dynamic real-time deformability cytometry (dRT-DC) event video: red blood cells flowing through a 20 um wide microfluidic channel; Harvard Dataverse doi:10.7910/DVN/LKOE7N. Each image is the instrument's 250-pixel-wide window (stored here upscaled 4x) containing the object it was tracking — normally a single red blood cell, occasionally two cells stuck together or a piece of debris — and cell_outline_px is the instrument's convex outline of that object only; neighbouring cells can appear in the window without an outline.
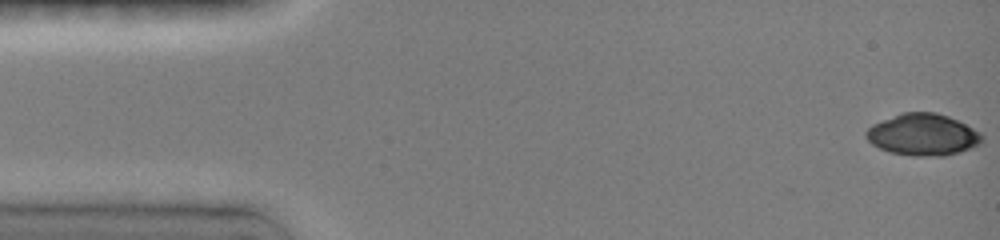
{"species": "common noctule bat (a hibernating species)", "species_latin": "Nyctalus noctula", "temperature_condition": "room temperature", "stored_images_in_passage": 11, "camera_frame_rate_fps": 3000, "um_per_image_px": 0.085, "animal": {"sex": "female", "body_mass_g": 19.0, "forearm_length_mm": 51.5}, "frame": {"image": 1, "passage_image": 1, "time_ms": 0.0, "image_size_px": [1000, 240], "cell_outline_px": [[984, 140], [980, 144], [944, 156], [912, 156], [888, 152], [872, 144], [864, 136], [864, 132], [872, 124], [900, 112], [936, 112], [948, 116], [980, 132], [984, 136]], "centroid_in_image_um": [78.4, 11.44], "position_along_channel_um": 6.6, "area_um2": 28.26}}
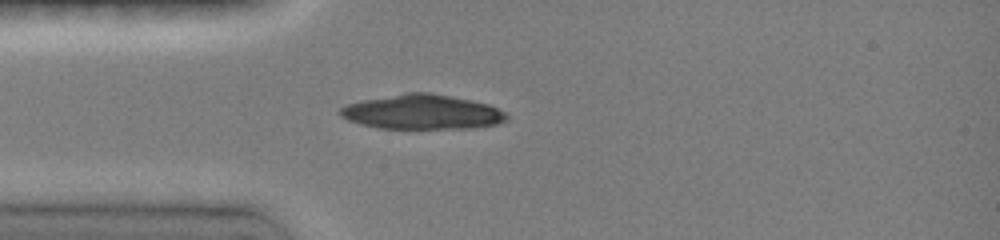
{"frame": {"image": 2, "passage_image": 10, "time_ms": 3.0, "image_size_px": [1000, 240], "cell_outline_px": [[508, 120], [500, 124], [472, 128], [380, 128], [360, 124], [348, 120], [340, 116], [336, 112], [340, 108], [348, 104], [364, 100], [404, 92], [428, 92], [472, 100], [488, 104], [508, 112]], "centroid_in_image_um": [35.92, 9.52], "position_along_channel_um": 49.1, "area_um2": 33.81}}